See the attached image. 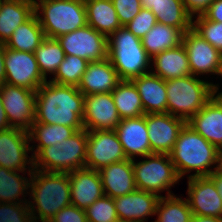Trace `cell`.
I'll return each mask as SVG.
<instances>
[{"label": "cell", "mask_w": 222, "mask_h": 222, "mask_svg": "<svg viewBox=\"0 0 222 222\" xmlns=\"http://www.w3.org/2000/svg\"><path fill=\"white\" fill-rule=\"evenodd\" d=\"M84 95L76 86L50 80L36 90L35 122L84 128Z\"/></svg>", "instance_id": "6da1fadb"}, {"label": "cell", "mask_w": 222, "mask_h": 222, "mask_svg": "<svg viewBox=\"0 0 222 222\" xmlns=\"http://www.w3.org/2000/svg\"><path fill=\"white\" fill-rule=\"evenodd\" d=\"M169 155L180 179L191 171L195 173L188 175V178L209 176L221 167V151L187 123L181 129Z\"/></svg>", "instance_id": "7a4b0ae2"}, {"label": "cell", "mask_w": 222, "mask_h": 222, "mask_svg": "<svg viewBox=\"0 0 222 222\" xmlns=\"http://www.w3.org/2000/svg\"><path fill=\"white\" fill-rule=\"evenodd\" d=\"M30 177L29 196L33 201H28V206L34 222H49L59 210L71 204L68 172L34 169Z\"/></svg>", "instance_id": "3957f363"}, {"label": "cell", "mask_w": 222, "mask_h": 222, "mask_svg": "<svg viewBox=\"0 0 222 222\" xmlns=\"http://www.w3.org/2000/svg\"><path fill=\"white\" fill-rule=\"evenodd\" d=\"M108 59L121 80H132L150 73L151 58L136 37L125 26L118 28L107 38ZM148 70V71H147Z\"/></svg>", "instance_id": "277c9868"}, {"label": "cell", "mask_w": 222, "mask_h": 222, "mask_svg": "<svg viewBox=\"0 0 222 222\" xmlns=\"http://www.w3.org/2000/svg\"><path fill=\"white\" fill-rule=\"evenodd\" d=\"M166 81L167 113L189 121L219 90V84L188 75Z\"/></svg>", "instance_id": "5b68a950"}, {"label": "cell", "mask_w": 222, "mask_h": 222, "mask_svg": "<svg viewBox=\"0 0 222 222\" xmlns=\"http://www.w3.org/2000/svg\"><path fill=\"white\" fill-rule=\"evenodd\" d=\"M39 1V2H38ZM33 0L45 37L58 38L87 25L84 0Z\"/></svg>", "instance_id": "8992f818"}, {"label": "cell", "mask_w": 222, "mask_h": 222, "mask_svg": "<svg viewBox=\"0 0 222 222\" xmlns=\"http://www.w3.org/2000/svg\"><path fill=\"white\" fill-rule=\"evenodd\" d=\"M87 130H78L55 146L43 148L33 159L34 169L43 172H72L86 168Z\"/></svg>", "instance_id": "52a82bcc"}, {"label": "cell", "mask_w": 222, "mask_h": 222, "mask_svg": "<svg viewBox=\"0 0 222 222\" xmlns=\"http://www.w3.org/2000/svg\"><path fill=\"white\" fill-rule=\"evenodd\" d=\"M143 161L136 163L132 160L136 189L162 196L160 193L167 191V196L173 195L169 189L179 183L180 178L176 173L173 162L168 154L152 153L145 156ZM160 194V195H159Z\"/></svg>", "instance_id": "ba28073f"}, {"label": "cell", "mask_w": 222, "mask_h": 222, "mask_svg": "<svg viewBox=\"0 0 222 222\" xmlns=\"http://www.w3.org/2000/svg\"><path fill=\"white\" fill-rule=\"evenodd\" d=\"M65 55L78 56L88 62L108 58L107 37L89 25L57 38Z\"/></svg>", "instance_id": "9c48e42d"}, {"label": "cell", "mask_w": 222, "mask_h": 222, "mask_svg": "<svg viewBox=\"0 0 222 222\" xmlns=\"http://www.w3.org/2000/svg\"><path fill=\"white\" fill-rule=\"evenodd\" d=\"M28 131L10 127L0 131V167L11 171L27 172L31 176L34 159L28 156L31 151ZM29 158V159H28ZM27 164V166H26ZM30 164V166H29Z\"/></svg>", "instance_id": "30bf717a"}, {"label": "cell", "mask_w": 222, "mask_h": 222, "mask_svg": "<svg viewBox=\"0 0 222 222\" xmlns=\"http://www.w3.org/2000/svg\"><path fill=\"white\" fill-rule=\"evenodd\" d=\"M0 93L10 126L29 131L35 122L36 91L4 83Z\"/></svg>", "instance_id": "8fae6325"}, {"label": "cell", "mask_w": 222, "mask_h": 222, "mask_svg": "<svg viewBox=\"0 0 222 222\" xmlns=\"http://www.w3.org/2000/svg\"><path fill=\"white\" fill-rule=\"evenodd\" d=\"M125 159L127 157L114 130L87 131L86 168L99 171Z\"/></svg>", "instance_id": "7c38bea8"}, {"label": "cell", "mask_w": 222, "mask_h": 222, "mask_svg": "<svg viewBox=\"0 0 222 222\" xmlns=\"http://www.w3.org/2000/svg\"><path fill=\"white\" fill-rule=\"evenodd\" d=\"M5 83L36 91L47 80L39 71L34 53L15 51L6 47Z\"/></svg>", "instance_id": "4fadbf2b"}, {"label": "cell", "mask_w": 222, "mask_h": 222, "mask_svg": "<svg viewBox=\"0 0 222 222\" xmlns=\"http://www.w3.org/2000/svg\"><path fill=\"white\" fill-rule=\"evenodd\" d=\"M189 67L193 76L203 74L218 75L222 53L203 39L192 28L182 36Z\"/></svg>", "instance_id": "5bb4252c"}, {"label": "cell", "mask_w": 222, "mask_h": 222, "mask_svg": "<svg viewBox=\"0 0 222 222\" xmlns=\"http://www.w3.org/2000/svg\"><path fill=\"white\" fill-rule=\"evenodd\" d=\"M186 123L184 119L169 113L146 114L147 132L152 153L169 155Z\"/></svg>", "instance_id": "9a60e30c"}, {"label": "cell", "mask_w": 222, "mask_h": 222, "mask_svg": "<svg viewBox=\"0 0 222 222\" xmlns=\"http://www.w3.org/2000/svg\"><path fill=\"white\" fill-rule=\"evenodd\" d=\"M120 121L112 93L84 96L83 126L85 130H114Z\"/></svg>", "instance_id": "2e32d148"}, {"label": "cell", "mask_w": 222, "mask_h": 222, "mask_svg": "<svg viewBox=\"0 0 222 222\" xmlns=\"http://www.w3.org/2000/svg\"><path fill=\"white\" fill-rule=\"evenodd\" d=\"M188 179V203L193 215L222 217V200L210 176Z\"/></svg>", "instance_id": "e0dca14e"}, {"label": "cell", "mask_w": 222, "mask_h": 222, "mask_svg": "<svg viewBox=\"0 0 222 222\" xmlns=\"http://www.w3.org/2000/svg\"><path fill=\"white\" fill-rule=\"evenodd\" d=\"M127 159L135 156L145 157L152 154L148 138L146 114L139 117L122 119L114 129Z\"/></svg>", "instance_id": "ac0fdd59"}, {"label": "cell", "mask_w": 222, "mask_h": 222, "mask_svg": "<svg viewBox=\"0 0 222 222\" xmlns=\"http://www.w3.org/2000/svg\"><path fill=\"white\" fill-rule=\"evenodd\" d=\"M159 198L157 194L138 189L116 197L114 204L119 222L147 221L149 216L155 215Z\"/></svg>", "instance_id": "d6986e66"}, {"label": "cell", "mask_w": 222, "mask_h": 222, "mask_svg": "<svg viewBox=\"0 0 222 222\" xmlns=\"http://www.w3.org/2000/svg\"><path fill=\"white\" fill-rule=\"evenodd\" d=\"M71 204L86 210L104 195L98 171L89 168L69 172Z\"/></svg>", "instance_id": "ffe728a7"}, {"label": "cell", "mask_w": 222, "mask_h": 222, "mask_svg": "<svg viewBox=\"0 0 222 222\" xmlns=\"http://www.w3.org/2000/svg\"><path fill=\"white\" fill-rule=\"evenodd\" d=\"M187 124L222 151V97L213 95Z\"/></svg>", "instance_id": "44dd1931"}, {"label": "cell", "mask_w": 222, "mask_h": 222, "mask_svg": "<svg viewBox=\"0 0 222 222\" xmlns=\"http://www.w3.org/2000/svg\"><path fill=\"white\" fill-rule=\"evenodd\" d=\"M120 81L117 71L107 58L89 62L77 88L84 96L111 93Z\"/></svg>", "instance_id": "7402d4cb"}, {"label": "cell", "mask_w": 222, "mask_h": 222, "mask_svg": "<svg viewBox=\"0 0 222 222\" xmlns=\"http://www.w3.org/2000/svg\"><path fill=\"white\" fill-rule=\"evenodd\" d=\"M104 195L113 199L136 190L131 159L115 162L98 171Z\"/></svg>", "instance_id": "603a6c76"}, {"label": "cell", "mask_w": 222, "mask_h": 222, "mask_svg": "<svg viewBox=\"0 0 222 222\" xmlns=\"http://www.w3.org/2000/svg\"><path fill=\"white\" fill-rule=\"evenodd\" d=\"M141 8L151 10L158 23L173 26L183 34L192 28V15L183 0H140Z\"/></svg>", "instance_id": "cb8c5ba5"}, {"label": "cell", "mask_w": 222, "mask_h": 222, "mask_svg": "<svg viewBox=\"0 0 222 222\" xmlns=\"http://www.w3.org/2000/svg\"><path fill=\"white\" fill-rule=\"evenodd\" d=\"M131 81L141 97L145 114L167 113L165 80L150 72Z\"/></svg>", "instance_id": "d4e9b609"}, {"label": "cell", "mask_w": 222, "mask_h": 222, "mask_svg": "<svg viewBox=\"0 0 222 222\" xmlns=\"http://www.w3.org/2000/svg\"><path fill=\"white\" fill-rule=\"evenodd\" d=\"M151 61L153 62L151 65L155 68V70L151 68V72L163 80L191 75L188 55L182 43L177 47L160 52Z\"/></svg>", "instance_id": "484cf974"}, {"label": "cell", "mask_w": 222, "mask_h": 222, "mask_svg": "<svg viewBox=\"0 0 222 222\" xmlns=\"http://www.w3.org/2000/svg\"><path fill=\"white\" fill-rule=\"evenodd\" d=\"M33 15V0H4L0 6V42L6 43L14 30Z\"/></svg>", "instance_id": "4316f807"}, {"label": "cell", "mask_w": 222, "mask_h": 222, "mask_svg": "<svg viewBox=\"0 0 222 222\" xmlns=\"http://www.w3.org/2000/svg\"><path fill=\"white\" fill-rule=\"evenodd\" d=\"M87 25L107 38L122 27L112 0H84Z\"/></svg>", "instance_id": "83f0119b"}, {"label": "cell", "mask_w": 222, "mask_h": 222, "mask_svg": "<svg viewBox=\"0 0 222 222\" xmlns=\"http://www.w3.org/2000/svg\"><path fill=\"white\" fill-rule=\"evenodd\" d=\"M182 36L183 33L179 29L157 22L142 38V45L152 59L160 52L180 45Z\"/></svg>", "instance_id": "f1b7e54d"}, {"label": "cell", "mask_w": 222, "mask_h": 222, "mask_svg": "<svg viewBox=\"0 0 222 222\" xmlns=\"http://www.w3.org/2000/svg\"><path fill=\"white\" fill-rule=\"evenodd\" d=\"M81 129L84 128H72L61 124H42L34 122L28 133L30 142H38V144L30 146L31 151H33L36 146V150L32 152L33 154L31 156L34 158L43 148L55 146L57 142L66 140Z\"/></svg>", "instance_id": "f546056e"}, {"label": "cell", "mask_w": 222, "mask_h": 222, "mask_svg": "<svg viewBox=\"0 0 222 222\" xmlns=\"http://www.w3.org/2000/svg\"><path fill=\"white\" fill-rule=\"evenodd\" d=\"M111 93L121 120L145 115L141 97L131 80H121Z\"/></svg>", "instance_id": "4dcf8cb0"}, {"label": "cell", "mask_w": 222, "mask_h": 222, "mask_svg": "<svg viewBox=\"0 0 222 222\" xmlns=\"http://www.w3.org/2000/svg\"><path fill=\"white\" fill-rule=\"evenodd\" d=\"M44 38V31L39 24L37 16L34 14L28 21L14 30L5 46L15 51L34 53Z\"/></svg>", "instance_id": "1f68e13d"}, {"label": "cell", "mask_w": 222, "mask_h": 222, "mask_svg": "<svg viewBox=\"0 0 222 222\" xmlns=\"http://www.w3.org/2000/svg\"><path fill=\"white\" fill-rule=\"evenodd\" d=\"M18 172L0 167V203L28 204L24 194L30 193L27 190L30 186L31 177H23ZM20 195L24 197L23 200L19 198Z\"/></svg>", "instance_id": "d6a6232c"}, {"label": "cell", "mask_w": 222, "mask_h": 222, "mask_svg": "<svg viewBox=\"0 0 222 222\" xmlns=\"http://www.w3.org/2000/svg\"><path fill=\"white\" fill-rule=\"evenodd\" d=\"M38 68L42 76L47 80V73L55 75L60 64L65 58L64 50L57 38L45 37L34 51Z\"/></svg>", "instance_id": "836d02e7"}, {"label": "cell", "mask_w": 222, "mask_h": 222, "mask_svg": "<svg viewBox=\"0 0 222 222\" xmlns=\"http://www.w3.org/2000/svg\"><path fill=\"white\" fill-rule=\"evenodd\" d=\"M155 214L158 218L154 222H191L193 216L187 198L174 194L159 198Z\"/></svg>", "instance_id": "e575fe53"}, {"label": "cell", "mask_w": 222, "mask_h": 222, "mask_svg": "<svg viewBox=\"0 0 222 222\" xmlns=\"http://www.w3.org/2000/svg\"><path fill=\"white\" fill-rule=\"evenodd\" d=\"M88 63L87 60L78 56L65 55L64 60L50 81L59 85L78 87Z\"/></svg>", "instance_id": "d590c367"}, {"label": "cell", "mask_w": 222, "mask_h": 222, "mask_svg": "<svg viewBox=\"0 0 222 222\" xmlns=\"http://www.w3.org/2000/svg\"><path fill=\"white\" fill-rule=\"evenodd\" d=\"M192 18V29L222 53V22L208 20L203 14Z\"/></svg>", "instance_id": "8d00e7d4"}, {"label": "cell", "mask_w": 222, "mask_h": 222, "mask_svg": "<svg viewBox=\"0 0 222 222\" xmlns=\"http://www.w3.org/2000/svg\"><path fill=\"white\" fill-rule=\"evenodd\" d=\"M85 213L88 222H119L114 199L106 195L92 203Z\"/></svg>", "instance_id": "74e56055"}, {"label": "cell", "mask_w": 222, "mask_h": 222, "mask_svg": "<svg viewBox=\"0 0 222 222\" xmlns=\"http://www.w3.org/2000/svg\"><path fill=\"white\" fill-rule=\"evenodd\" d=\"M0 222H34L28 204L0 203Z\"/></svg>", "instance_id": "f35d334b"}, {"label": "cell", "mask_w": 222, "mask_h": 222, "mask_svg": "<svg viewBox=\"0 0 222 222\" xmlns=\"http://www.w3.org/2000/svg\"><path fill=\"white\" fill-rule=\"evenodd\" d=\"M156 23L155 14L151 10L141 8L140 12L125 27L136 37L142 39Z\"/></svg>", "instance_id": "ab89813d"}, {"label": "cell", "mask_w": 222, "mask_h": 222, "mask_svg": "<svg viewBox=\"0 0 222 222\" xmlns=\"http://www.w3.org/2000/svg\"><path fill=\"white\" fill-rule=\"evenodd\" d=\"M121 26L127 25L141 10L140 0H112Z\"/></svg>", "instance_id": "60d3db41"}, {"label": "cell", "mask_w": 222, "mask_h": 222, "mask_svg": "<svg viewBox=\"0 0 222 222\" xmlns=\"http://www.w3.org/2000/svg\"><path fill=\"white\" fill-rule=\"evenodd\" d=\"M49 222H88L85 210L70 204L59 210Z\"/></svg>", "instance_id": "b9f144b4"}, {"label": "cell", "mask_w": 222, "mask_h": 222, "mask_svg": "<svg viewBox=\"0 0 222 222\" xmlns=\"http://www.w3.org/2000/svg\"><path fill=\"white\" fill-rule=\"evenodd\" d=\"M213 0H183L187 11L192 15L202 14Z\"/></svg>", "instance_id": "7bdbcfd3"}, {"label": "cell", "mask_w": 222, "mask_h": 222, "mask_svg": "<svg viewBox=\"0 0 222 222\" xmlns=\"http://www.w3.org/2000/svg\"><path fill=\"white\" fill-rule=\"evenodd\" d=\"M202 14L208 20L222 22V0H213Z\"/></svg>", "instance_id": "ee69618b"}, {"label": "cell", "mask_w": 222, "mask_h": 222, "mask_svg": "<svg viewBox=\"0 0 222 222\" xmlns=\"http://www.w3.org/2000/svg\"><path fill=\"white\" fill-rule=\"evenodd\" d=\"M5 51H6L5 43L0 42V87L5 83L6 80V73L4 67Z\"/></svg>", "instance_id": "f6af8a7d"}, {"label": "cell", "mask_w": 222, "mask_h": 222, "mask_svg": "<svg viewBox=\"0 0 222 222\" xmlns=\"http://www.w3.org/2000/svg\"><path fill=\"white\" fill-rule=\"evenodd\" d=\"M216 186L217 191L219 192V195L221 197L222 200V168L219 167L217 168L212 174L209 175Z\"/></svg>", "instance_id": "bcb514c9"}, {"label": "cell", "mask_w": 222, "mask_h": 222, "mask_svg": "<svg viewBox=\"0 0 222 222\" xmlns=\"http://www.w3.org/2000/svg\"><path fill=\"white\" fill-rule=\"evenodd\" d=\"M10 127L11 126H10V123L7 119L6 112L3 108L2 98H1V93H0V131L1 130H6Z\"/></svg>", "instance_id": "7dc6e473"}, {"label": "cell", "mask_w": 222, "mask_h": 222, "mask_svg": "<svg viewBox=\"0 0 222 222\" xmlns=\"http://www.w3.org/2000/svg\"><path fill=\"white\" fill-rule=\"evenodd\" d=\"M191 222H222V217L193 215Z\"/></svg>", "instance_id": "c3c4849f"}, {"label": "cell", "mask_w": 222, "mask_h": 222, "mask_svg": "<svg viewBox=\"0 0 222 222\" xmlns=\"http://www.w3.org/2000/svg\"><path fill=\"white\" fill-rule=\"evenodd\" d=\"M218 75H220L222 77V56H221V62H220V68H219ZM214 95L222 97V92L214 93Z\"/></svg>", "instance_id": "681fc988"}, {"label": "cell", "mask_w": 222, "mask_h": 222, "mask_svg": "<svg viewBox=\"0 0 222 222\" xmlns=\"http://www.w3.org/2000/svg\"><path fill=\"white\" fill-rule=\"evenodd\" d=\"M221 168H222V151H221Z\"/></svg>", "instance_id": "f907efd6"}]
</instances>
